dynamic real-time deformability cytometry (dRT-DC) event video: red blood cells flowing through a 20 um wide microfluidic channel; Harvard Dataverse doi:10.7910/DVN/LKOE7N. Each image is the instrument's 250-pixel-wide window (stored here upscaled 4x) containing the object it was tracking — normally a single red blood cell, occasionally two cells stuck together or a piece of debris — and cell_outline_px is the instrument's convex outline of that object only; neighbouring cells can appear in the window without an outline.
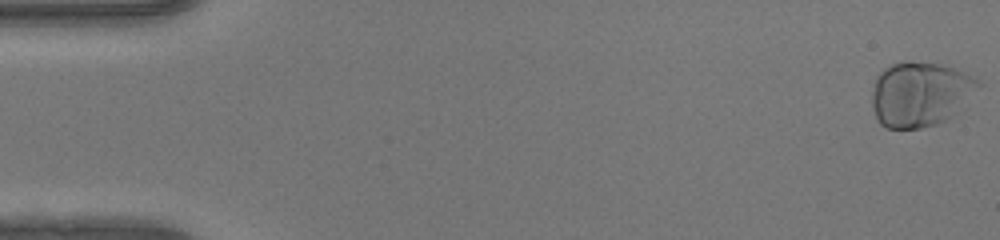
{"species": "human", "species_latin": "Homo sapiens", "temperature_condition": "warm", "stored_images_in_passage": 51, "camera_frame_rate_fps": 3000, "um_per_image_px": 0.085, "donor": {"sex": "female"}, "frame": {"image": 1, "passage_image": 1, "time_ms": 0.0, "image_size_px": [1000, 240], "cell_outline_px": [[984, 84], [968, 108], [948, 120], [936, 124], [920, 128], [888, 128], [880, 124], [876, 120], [872, 108], [872, 92], [876, 76], [884, 68], [900, 60], [904, 60], [940, 64], [964, 72], [980, 80]], "centroid_in_image_um": [78.31, 8.01], "position_along_channel_um": 6.7, "area_um2": 41.62}}
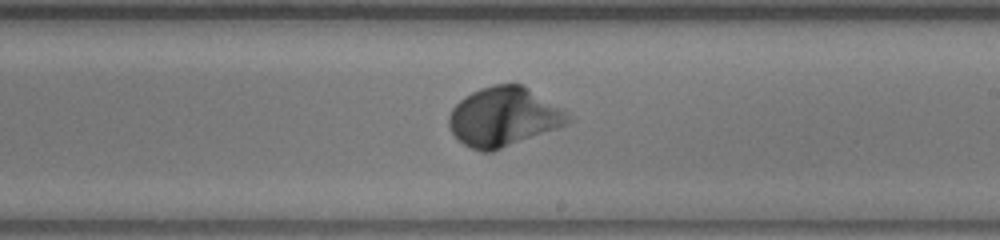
{"frame": {"image": 2, "passage_image": 30, "time_ms": 9.667, "image_size_px": [1000, 240], "cell_outline_px": [[576, 120], [568, 124], [492, 152], [484, 152], [472, 148], [464, 144], [452, 132], [448, 124], [448, 116], [452, 108], [464, 96], [480, 88], [492, 84], [520, 84], [528, 88], [576, 116]], "centroid_in_image_um": [42.86, 9.93], "position_along_channel_um": 246.1, "area_um2": 41.21}}
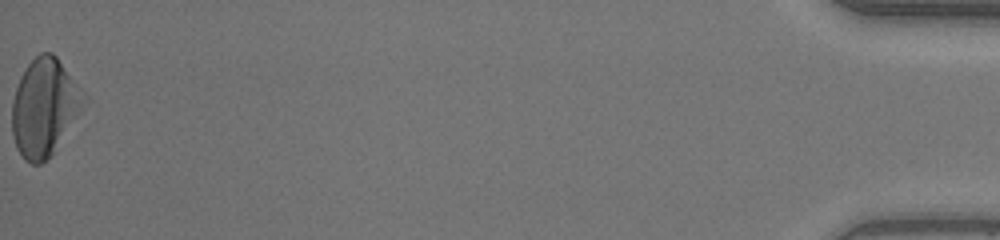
{"frame": {"image": 3, "passage_image": 51, "time_ms": 16.667, "image_size_px": [1000, 240], "cell_outline_px": [[80, 108], [52, 152], [40, 164], [32, 164], [24, 160], [16, 148], [12, 136], [12, 100], [20, 76], [28, 64], [40, 52], [52, 52], [56, 56], [68, 76], [72, 84], [80, 104]], "centroid_in_image_um": [3.59, 9.16], "position_along_channel_um": 431.6, "area_um2": 38.15}, "authors_computed_cell_mechanics": {"area_um2": 38.3792, "velocity_mm_per_s": 4.1529, "shape_relaxation_time_tau1_ms": 2.3913, "shape_relaxation_time_tau2_ms": null, "deformation_change_tau1": 0.1494, "deformation_change_tau2": null}}